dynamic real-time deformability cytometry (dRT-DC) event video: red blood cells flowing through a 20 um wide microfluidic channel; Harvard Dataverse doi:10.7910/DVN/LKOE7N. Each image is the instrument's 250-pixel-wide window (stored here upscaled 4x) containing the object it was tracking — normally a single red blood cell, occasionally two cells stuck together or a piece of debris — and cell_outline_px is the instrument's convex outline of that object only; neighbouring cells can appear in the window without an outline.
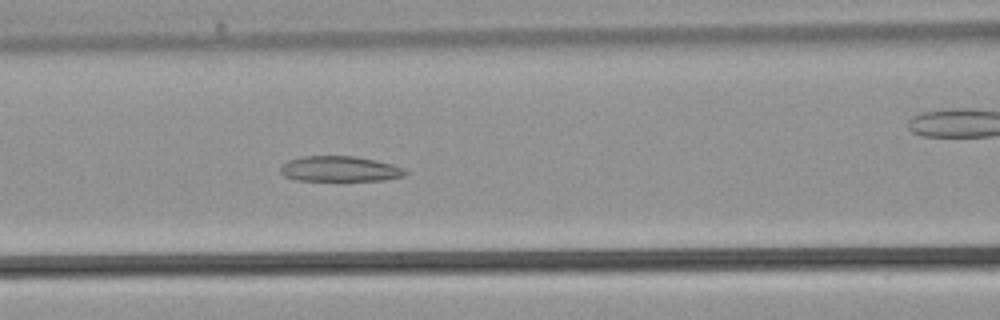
{"species": "common noctule bat (a hibernating species)", "species_latin": "Nyctalus noctula", "temperature_condition": "warm", "stored_images_in_passage": 36, "camera_frame_rate_fps": 3000, "um_per_image_px": 0.085, "animal": {"sex": "male", "body_mass_g": 21.5, "forearm_length_mm": 52.0}, "frame": {"image": 1, "passage_image": 12, "time_ms": 3.667, "image_size_px": [1000, 320], "cell_outline_px": [[408, 172], [404, 176], [384, 180], [296, 180], [284, 176], [280, 172], [280, 168], [288, 160], [304, 156], [352, 156], [376, 160], [404, 168]], "centroid_in_image_um": [28.88, 14.35], "position_along_channel_um": 137.7, "area_um2": 18.32}}
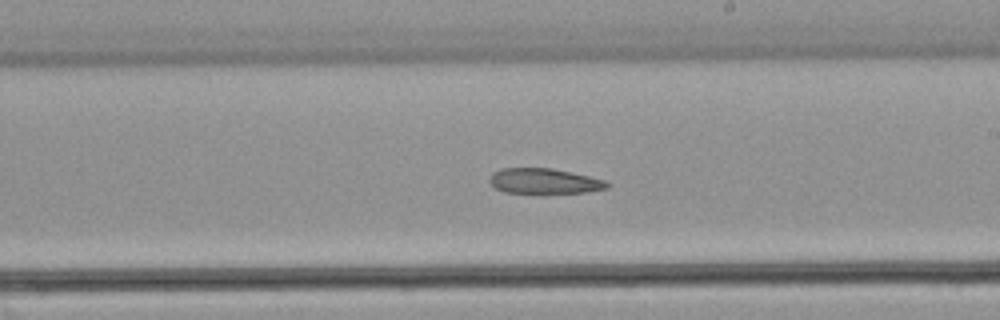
{"frame": {"image": 2, "passage_image": 18, "time_ms": 5.667, "image_size_px": [1000, 320], "cell_outline_px": [[612, 184], [608, 188], [584, 192], [544, 196], [540, 196], [504, 192], [492, 188], [488, 180], [492, 172], [504, 168], [552, 168], [588, 176], [604, 180]], "centroid_in_image_um": [46.21, 15.45], "position_along_channel_um": 242.8, "area_um2": 18.38}}
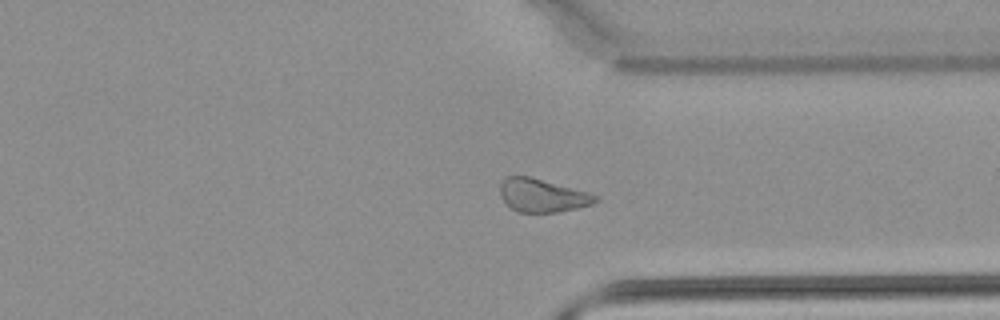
{"frame": {"image": 3, "passage_image": 25, "time_ms": 8.0, "image_size_px": [1000, 320], "cell_outline_px": [[600, 200], [592, 204], [560, 212], [516, 212], [504, 200], [500, 192], [500, 184], [508, 176], [528, 176], [588, 192], [596, 196]], "centroid_in_image_um": [46.11, 16.62], "position_along_channel_um": 365.3, "area_um2": 18.15}}